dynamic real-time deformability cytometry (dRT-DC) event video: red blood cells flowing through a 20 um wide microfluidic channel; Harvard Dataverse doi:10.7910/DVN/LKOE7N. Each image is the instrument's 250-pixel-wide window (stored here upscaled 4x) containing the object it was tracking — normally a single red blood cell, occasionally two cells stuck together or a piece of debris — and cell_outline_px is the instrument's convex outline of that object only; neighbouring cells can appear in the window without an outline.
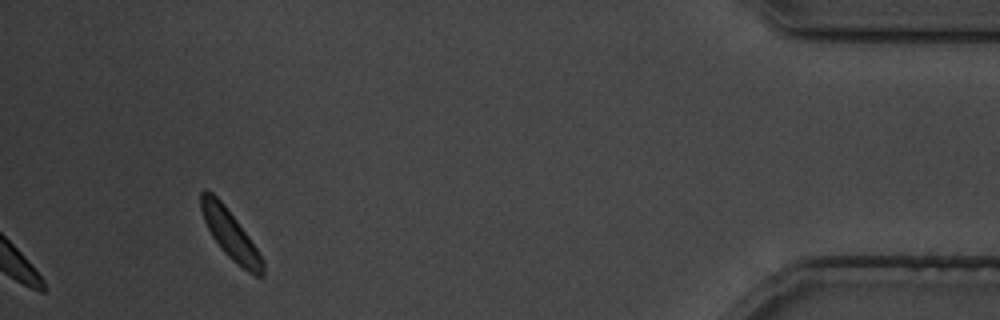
{"species": "common noctule bat (a hibernating species)", "species_latin": "Nyctalus noctula", "temperature_condition": "cold", "stored_images_in_passage": 27, "camera_frame_rate_fps": 3000, "um_per_image_px": 0.085, "animal": {"sex": "male", "body_mass_g": 19.5, "forearm_length_mm": 54.6}, "frame": {"image": 1, "passage_image": 27, "time_ms": 32.333, "image_size_px": [1000, 320], "cell_outline_px": [[264, 276], [256, 276], [248, 272], [236, 264], [220, 248], [212, 236], [204, 220], [200, 208], [200, 192], [204, 188], [212, 192], [224, 204], [248, 236], [264, 260]], "centroid_in_image_um": [19.57, 19.93], "position_along_channel_um": 415.6, "area_um2": 17.51}}